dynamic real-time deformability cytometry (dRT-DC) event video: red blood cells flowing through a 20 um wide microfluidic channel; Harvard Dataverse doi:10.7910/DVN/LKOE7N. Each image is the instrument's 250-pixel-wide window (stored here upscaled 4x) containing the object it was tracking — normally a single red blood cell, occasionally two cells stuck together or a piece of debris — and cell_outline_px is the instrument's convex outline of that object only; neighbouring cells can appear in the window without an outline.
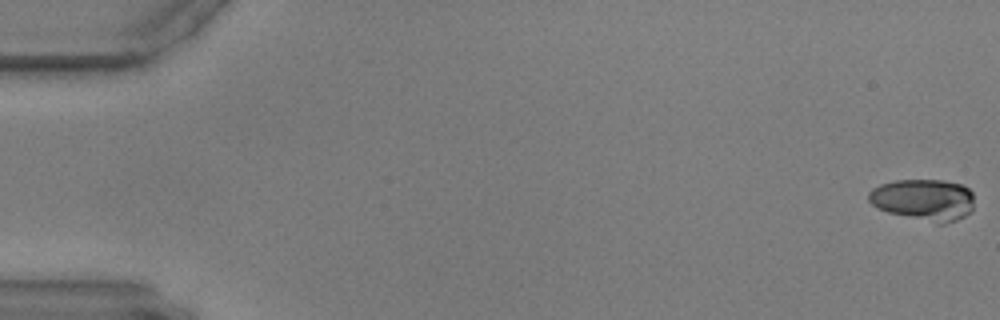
{"species": "common noctule bat (a hibernating species)", "species_latin": "Nyctalus noctula", "temperature_condition": "warm", "stored_images_in_passage": 60, "camera_frame_rate_fps": 3000, "um_per_image_px": 0.085, "animal": {"sex": "male", "body_mass_g": 17.9, "forearm_length_mm": 54.2}, "frame": {"image": 1, "passage_image": 1, "time_ms": 0.0, "image_size_px": [1000, 320], "cell_outline_px": [[972, 212], [956, 220], [944, 224], [940, 224], [888, 212], [872, 204], [868, 200], [868, 192], [872, 188], [880, 184], [896, 180], [944, 180], [960, 184], [968, 188], [972, 192]], "centroid_in_image_um": [78.51, 16.97], "position_along_channel_um": 6.5, "area_um2": 25.49}}
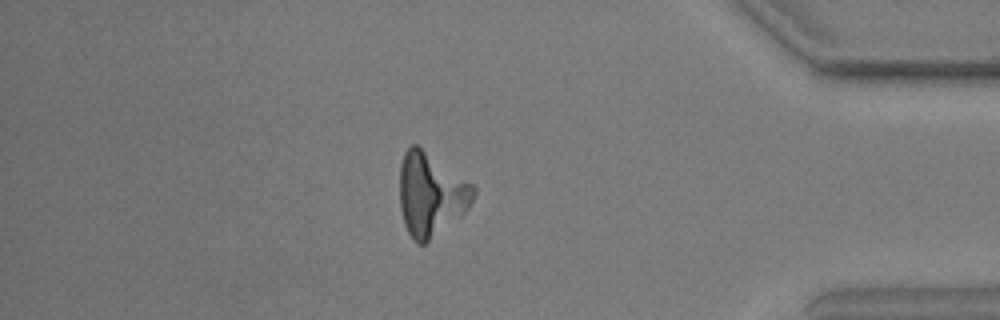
{"frame": {"image": 2, "passage_image": 51, "time_ms": 16.667, "image_size_px": [1000, 320], "cell_outline_px": [[476, 192], [468, 208], [460, 216], [424, 244], [416, 244], [412, 240], [404, 224], [400, 208], [400, 164], [404, 152], [412, 144], [416, 144], [472, 184], [476, 188]], "centroid_in_image_um": [36.59, 16.53], "position_along_channel_um": 398.6, "area_um2": 35.37}}
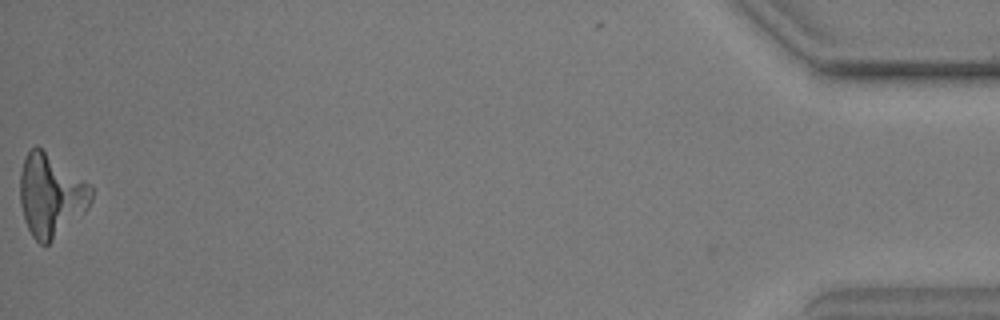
{"frame": {"image": 3, "passage_image": 59, "time_ms": 19.333, "image_size_px": [1000, 320], "cell_outline_px": [[92, 200], [88, 208], [84, 212], [48, 244], [40, 244], [32, 236], [24, 220], [20, 204], [20, 172], [24, 160], [28, 152], [36, 144], [88, 184], [92, 188]], "centroid_in_image_um": [4.29, 16.62], "position_along_channel_um": 430.9, "area_um2": 33.7}}